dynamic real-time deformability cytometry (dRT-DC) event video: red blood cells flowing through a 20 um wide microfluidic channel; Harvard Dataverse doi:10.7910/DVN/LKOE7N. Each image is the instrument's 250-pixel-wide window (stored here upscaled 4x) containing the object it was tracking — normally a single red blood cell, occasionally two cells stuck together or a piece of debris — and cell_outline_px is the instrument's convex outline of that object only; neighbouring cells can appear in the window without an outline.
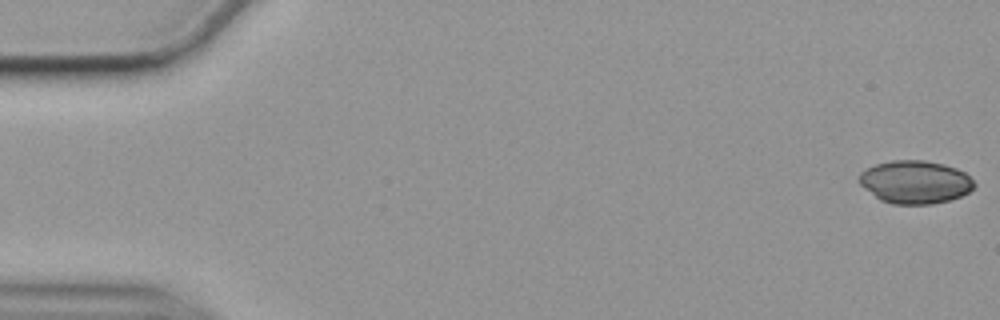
{"species": "common noctule bat (a hibernating species)", "species_latin": "Nyctalus noctula", "temperature_condition": "cold", "stored_images_in_passage": 56, "camera_frame_rate_fps": 3000, "um_per_image_px": 0.085, "animal": {"sex": "female", "body_mass_g": 19.9}, "frame": {"image": 1, "passage_image": 1, "time_ms": 0.0, "image_size_px": [1000, 320], "cell_outline_px": [[976, 184], [968, 192], [960, 196], [948, 200], [932, 204], [892, 204], [880, 200], [864, 188], [860, 184], [860, 172], [876, 164], [892, 160], [924, 160], [944, 164], [956, 168], [964, 172]], "centroid_in_image_um": [77.78, 15.47], "position_along_channel_um": 7.2, "area_um2": 28.67}}
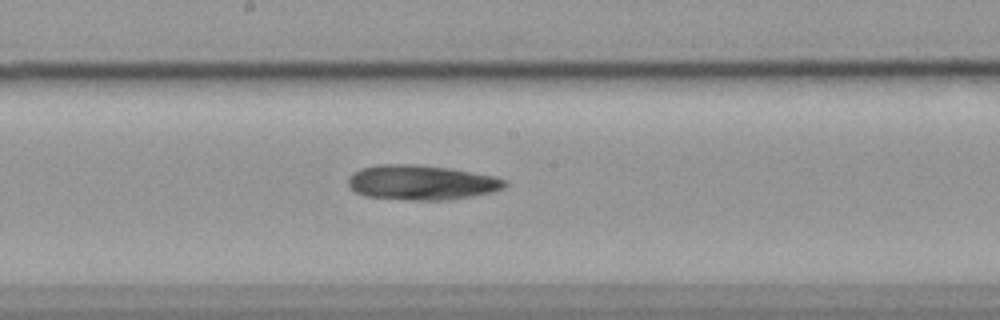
{"frame": {"image": 2, "passage_image": 30, "time_ms": 9.667, "image_size_px": [1000, 320], "cell_outline_px": [[508, 184], [504, 188], [492, 192], [472, 196], [448, 200], [408, 200], [364, 196], [356, 192], [348, 184], [348, 176], [352, 172], [360, 168], [376, 164], [420, 164], [452, 168], [492, 176], [508, 180]], "centroid_in_image_um": [35.81, 15.5], "position_along_channel_um": 212.4, "area_um2": 32.19}}
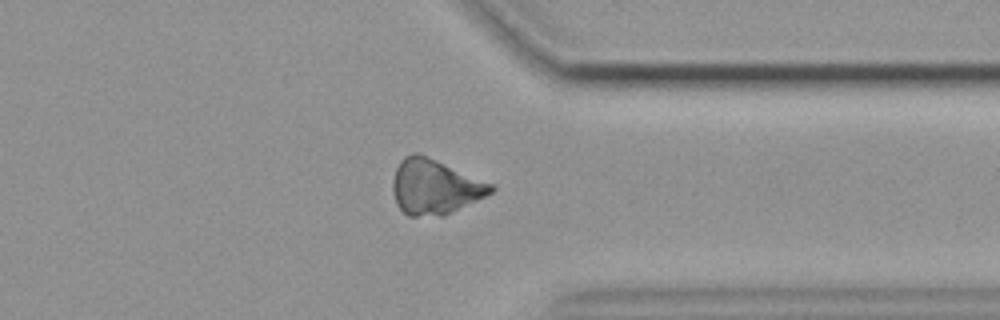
{"frame": {"image": 3, "passage_image": 44, "time_ms": 14.333, "image_size_px": [1000, 320], "cell_outline_px": [[496, 188], [492, 192], [444, 216], [408, 216], [396, 204], [392, 192], [392, 180], [396, 168], [400, 160], [404, 156], [412, 152], [420, 152], [492, 184]], "centroid_in_image_um": [36.9, 15.86], "position_along_channel_um": 374.5, "area_um2": 31.56}}